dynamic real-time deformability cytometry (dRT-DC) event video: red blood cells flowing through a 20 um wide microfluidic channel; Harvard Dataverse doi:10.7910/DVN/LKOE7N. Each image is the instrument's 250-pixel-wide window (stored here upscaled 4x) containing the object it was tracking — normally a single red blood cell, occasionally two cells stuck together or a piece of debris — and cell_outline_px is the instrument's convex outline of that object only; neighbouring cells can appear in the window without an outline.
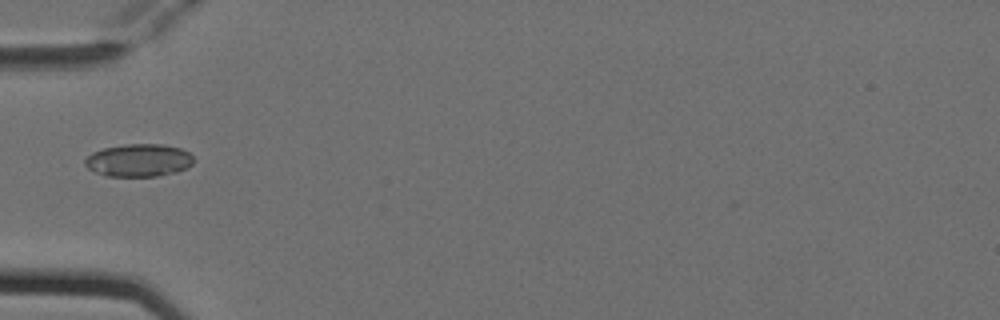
{"species": "Egyptian fruit bat (a non-hibernating species)", "species_latin": "Rousettus aegyptiacus", "temperature_condition": "cold", "stored_images_in_passage": 6, "camera_frame_rate_fps": 3000, "um_per_image_px": 0.085, "animal": {"sex": "female"}, "frame": {"image": 1, "passage_image": 6, "time_ms": 1.667, "image_size_px": [1000, 320], "cell_outline_px": [[196, 160], [192, 164], [176, 172], [156, 176], [104, 176], [92, 172], [84, 164], [84, 160], [92, 152], [104, 148], [124, 144], [164, 144], [180, 148], [188, 152]], "centroid_in_image_um": [11.77, 13.62], "position_along_channel_um": 73.2, "area_um2": 20.87}}